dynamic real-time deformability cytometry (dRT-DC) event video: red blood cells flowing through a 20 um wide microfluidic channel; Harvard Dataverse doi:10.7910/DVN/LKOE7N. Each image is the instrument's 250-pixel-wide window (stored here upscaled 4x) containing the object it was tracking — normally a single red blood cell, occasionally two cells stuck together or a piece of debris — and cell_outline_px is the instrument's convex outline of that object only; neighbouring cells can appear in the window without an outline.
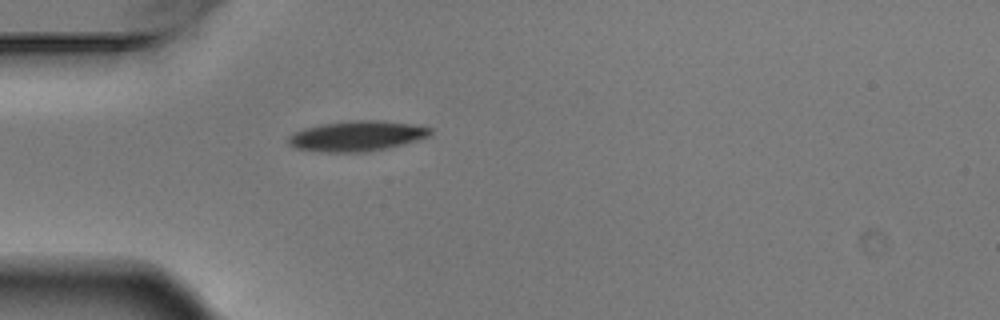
{"species": "Egyptian fruit bat (a non-hibernating species)", "species_latin": "Rousettus aegyptiacus", "temperature_condition": "warm", "stored_images_in_passage": 1, "camera_frame_rate_fps": 3000, "um_per_image_px": 0.085, "animal": {"sex": "male"}, "frame": {"image": 1, "passage_image": 1, "time_ms": 0.0, "image_size_px": [1000, 320], "cell_outline_px": [[432, 132], [428, 136], [420, 140], [388, 148], [364, 152], [324, 152], [296, 148], [288, 144], [288, 136], [292, 132], [304, 128], [320, 124], [344, 120], [376, 120], [408, 124], [432, 128]], "centroid_in_image_um": [30.3, 11.56], "position_along_channel_um": 54.7, "area_um2": 25.2}}